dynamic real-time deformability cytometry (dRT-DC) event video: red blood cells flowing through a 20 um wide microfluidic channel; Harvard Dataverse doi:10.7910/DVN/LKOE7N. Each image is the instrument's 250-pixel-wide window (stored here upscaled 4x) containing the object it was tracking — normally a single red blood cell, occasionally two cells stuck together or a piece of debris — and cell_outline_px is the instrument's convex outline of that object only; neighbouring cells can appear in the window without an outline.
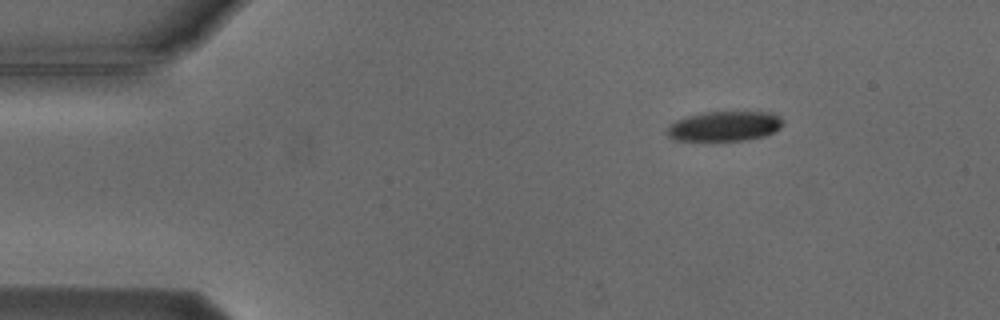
{"species": "Egyptian fruit bat (a non-hibernating species)", "species_latin": "Rousettus aegyptiacus", "temperature_condition": "cold", "stored_images_in_passage": 2, "camera_frame_rate_fps": 3000, "um_per_image_px": 0.085, "animal": {"sex": "male"}, "frame": {"image": 1, "passage_image": 2, "time_ms": 2.0, "image_size_px": [1000, 320], "cell_outline_px": [[784, 124], [780, 128], [764, 136], [748, 140], [676, 140], [668, 136], [664, 132], [668, 124], [676, 120], [688, 116], [704, 112], [772, 112]], "centroid_in_image_um": [61.52, 10.73], "position_along_channel_um": 23.5, "area_um2": 20.11}}